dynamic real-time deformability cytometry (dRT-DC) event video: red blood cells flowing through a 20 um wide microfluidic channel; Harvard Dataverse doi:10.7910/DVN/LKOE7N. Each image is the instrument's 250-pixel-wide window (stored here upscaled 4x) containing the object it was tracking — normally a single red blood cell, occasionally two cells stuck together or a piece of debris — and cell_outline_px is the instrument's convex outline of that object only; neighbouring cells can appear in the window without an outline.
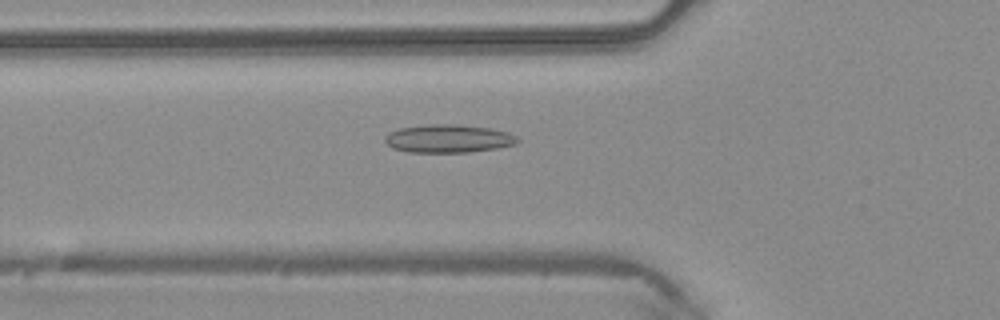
{"species": "common noctule bat (a hibernating species)", "species_latin": "Nyctalus noctula", "temperature_condition": "warm", "stored_images_in_passage": 47, "camera_frame_rate_fps": 3000, "um_per_image_px": 0.085, "animal": {"sex": "male", "body_mass_g": 20.4}, "frame": {"image": 1, "passage_image": 17, "time_ms": 5.333, "image_size_px": [1000, 320], "cell_outline_px": [[520, 140], [516, 144], [496, 148], [468, 152], [408, 152], [392, 148], [384, 140], [384, 136], [388, 132], [400, 128], [428, 124], [456, 124], [488, 128], [508, 132], [516, 136]], "centroid_in_image_um": [38.09, 11.78], "position_along_channel_um": 87.7, "area_um2": 21.73}}
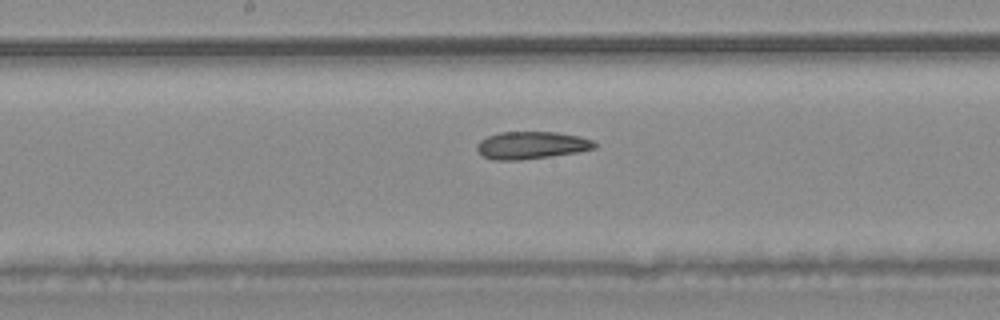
{"frame": {"image": 2, "passage_image": 25, "time_ms": 8.0, "image_size_px": [1000, 320], "cell_outline_px": [[596, 148], [580, 152], [552, 156], [520, 160], [492, 160], [484, 156], [476, 148], [476, 144], [480, 140], [488, 136], [500, 132], [556, 132], [580, 136], [592, 140], [596, 144]], "centroid_in_image_um": [45.19, 12.35], "position_along_channel_um": 203.0, "area_um2": 18.9}}
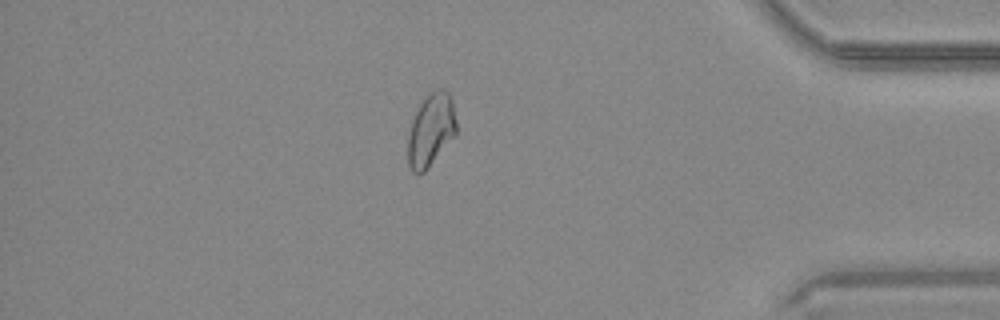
{"frame": {"image": 3, "passage_image": 41, "time_ms": 13.333, "image_size_px": [1000, 320], "cell_outline_px": [[456, 136], [424, 172], [412, 172], [408, 168], [408, 136], [412, 120], [420, 104], [436, 88], [444, 88], [452, 96], [456, 124]], "centroid_in_image_um": [36.65, 11.05], "position_along_channel_um": 398.6, "area_um2": 20.58}}